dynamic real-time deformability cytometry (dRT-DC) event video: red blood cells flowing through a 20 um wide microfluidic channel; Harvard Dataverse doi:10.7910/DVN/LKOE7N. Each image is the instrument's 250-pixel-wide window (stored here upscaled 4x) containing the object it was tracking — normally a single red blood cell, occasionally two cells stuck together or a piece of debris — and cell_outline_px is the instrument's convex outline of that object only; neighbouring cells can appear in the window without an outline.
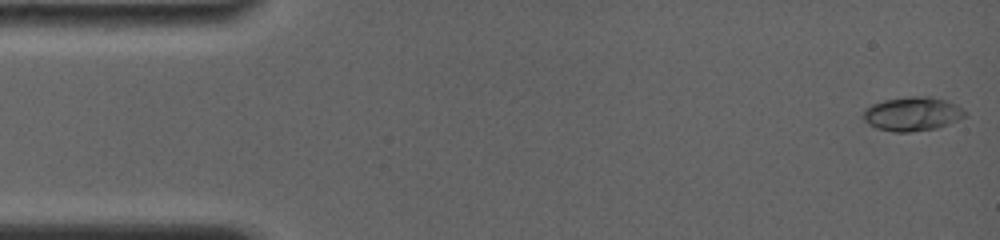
{"species": "common noctule bat (a hibernating species)", "species_latin": "Nyctalus noctula", "temperature_condition": "room temperature", "stored_images_in_passage": 84, "camera_frame_rate_fps": 4000, "um_per_image_px": 0.085, "animal": {"sex": "female", "body_mass_g": 19.0, "forearm_length_mm": 56.7}, "frame": {"image": 1, "passage_image": 1, "time_ms": 0.0, "image_size_px": [1000, 240], "cell_outline_px": [[968, 116], [936, 128], [908, 132], [892, 132], [876, 128], [868, 124], [860, 116], [864, 108], [872, 104], [884, 100], [908, 96], [932, 96], [944, 100], [960, 108]], "centroid_in_image_um": [77.47, 9.68], "position_along_channel_um": 7.5, "area_um2": 20.17}}
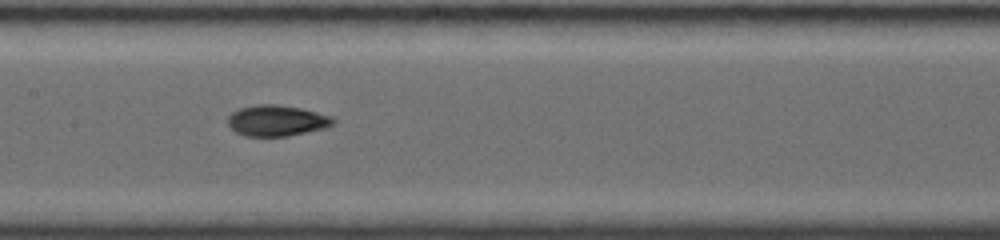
{"frame": {"image": 2, "passage_image": 39, "time_ms": 7.75, "image_size_px": [1000, 240], "cell_outline_px": [[336, 124], [324, 128], [288, 136], [248, 136], [236, 132], [228, 124], [228, 116], [232, 112], [240, 108], [256, 104], [276, 104], [300, 108], [332, 116], [336, 120]], "centroid_in_image_um": [23.54, 10.24], "position_along_channel_um": 183.9, "area_um2": 18.96}}
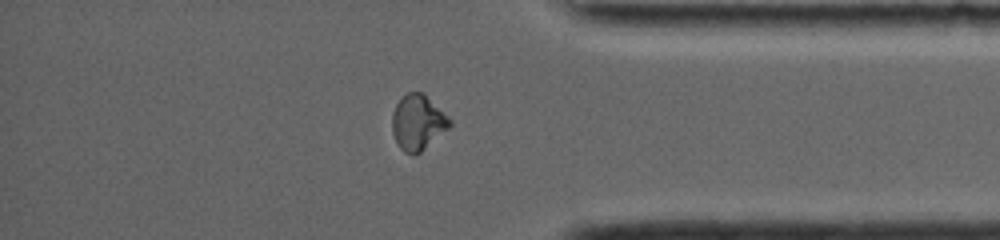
{"frame": {"image": 3, "passage_image": 70, "time_ms": 13.5, "image_size_px": [1000, 240], "cell_outline_px": [[452, 124], [448, 128], [420, 152], [412, 156], [404, 152], [400, 148], [392, 132], [392, 112], [396, 104], [408, 92], [424, 92], [452, 120]], "centroid_in_image_um": [35.51, 10.4], "position_along_channel_um": 399.7, "area_um2": 18.5}, "authors_computed_cell_mechanics": {"area_um2": 18.4382, "velocity_mm_per_s": 3.847, "shape_relaxation_time_tau1_ms": null, "shape_relaxation_time_tau2_ms": 1.6652, "deformation_change_tau1": null, "deformation_change_tau2": 0.0411}}